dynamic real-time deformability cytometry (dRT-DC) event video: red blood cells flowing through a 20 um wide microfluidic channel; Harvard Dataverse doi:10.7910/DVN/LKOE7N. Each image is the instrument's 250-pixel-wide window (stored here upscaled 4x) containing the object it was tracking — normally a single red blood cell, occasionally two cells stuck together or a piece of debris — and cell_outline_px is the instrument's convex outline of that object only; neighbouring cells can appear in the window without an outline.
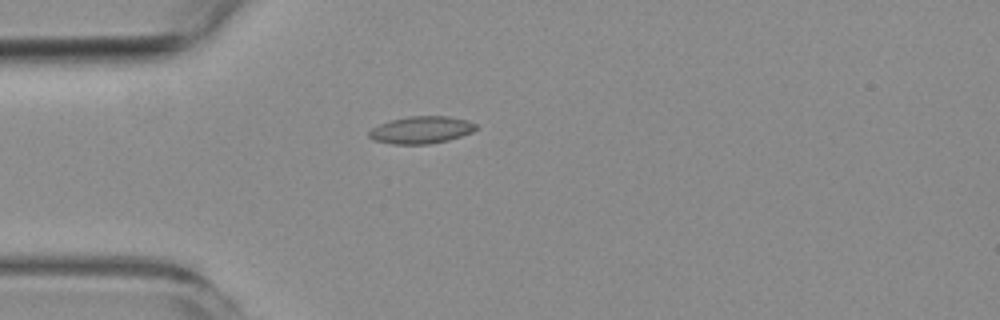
{"species": "common noctule bat (a hibernating species)", "species_latin": "Nyctalus noctula", "temperature_condition": "room temperature", "stored_images_in_passage": 2, "camera_frame_rate_fps": 3000, "um_per_image_px": 0.085, "animal": {"sex": "female", "body_mass_g": 19.3, "forearm_length_mm": 54.1}, "frame": {"image": 1, "passage_image": 1, "time_ms": 0.0, "image_size_px": [1000, 320], "cell_outline_px": [[476, 128], [472, 132], [448, 140], [428, 144], [392, 144], [372, 140], [368, 136], [368, 132], [372, 128], [380, 124], [392, 120], [408, 116], [448, 116], [468, 120], [476, 124]], "centroid_in_image_um": [35.79, 11.04], "position_along_channel_um": 49.2, "area_um2": 16.94}}